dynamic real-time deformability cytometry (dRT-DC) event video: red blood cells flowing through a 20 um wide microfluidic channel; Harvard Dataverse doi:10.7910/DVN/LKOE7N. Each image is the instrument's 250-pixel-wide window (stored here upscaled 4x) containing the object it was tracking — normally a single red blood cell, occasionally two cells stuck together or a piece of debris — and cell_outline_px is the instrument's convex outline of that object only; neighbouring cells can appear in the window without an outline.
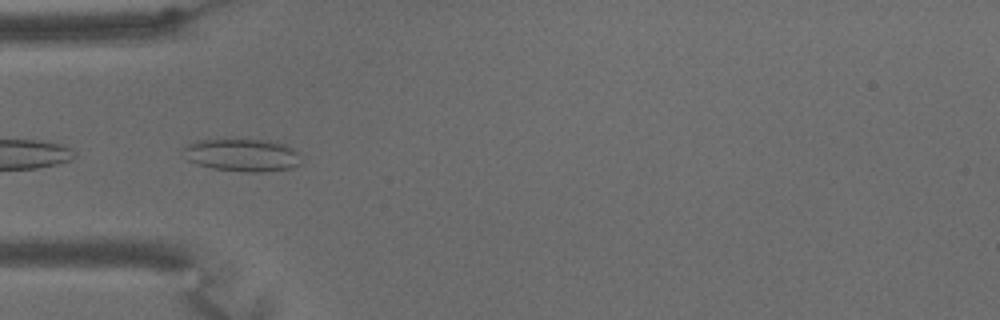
{"species": "common noctule bat (a hibernating species)", "species_latin": "Nyctalus noctula", "temperature_condition": "warm", "stored_images_in_passage": 9, "camera_frame_rate_fps": 3000, "um_per_image_px": 0.085, "animal": {"sex": "male", "body_mass_g": 15.6}, "frame": {"image": 1, "passage_image": 2, "time_ms": 0.333, "image_size_px": [1000, 320], "cell_outline_px": [[300, 164], [292, 168], [264, 172], [244, 172], [212, 168], [196, 164], [188, 160], [184, 148], [188, 144], [196, 140], [236, 136], [276, 140], [292, 148], [300, 156]], "centroid_in_image_um": [20.6, 13.12], "position_along_channel_um": 64.4, "area_um2": 23.52}}